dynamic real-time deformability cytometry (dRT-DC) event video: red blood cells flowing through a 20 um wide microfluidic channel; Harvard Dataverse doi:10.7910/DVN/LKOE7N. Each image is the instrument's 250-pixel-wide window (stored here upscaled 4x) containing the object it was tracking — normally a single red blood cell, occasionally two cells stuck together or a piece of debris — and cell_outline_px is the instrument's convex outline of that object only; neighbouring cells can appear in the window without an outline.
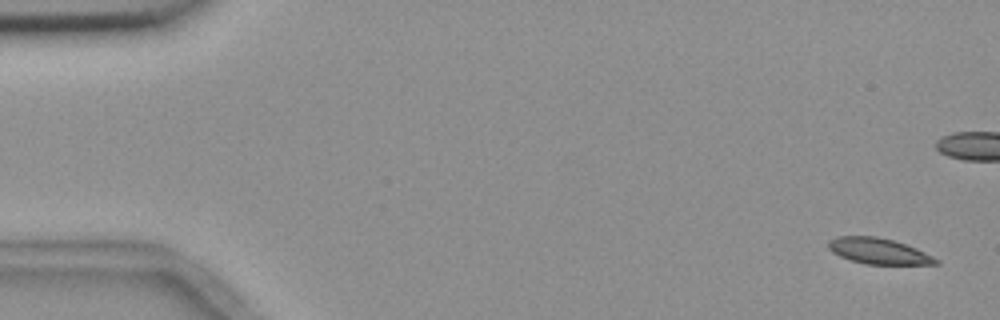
{"species": "common noctule bat (a hibernating species)", "species_latin": "Nyctalus noctula", "temperature_condition": "room temperature", "stored_images_in_passage": 7, "camera_frame_rate_fps": 3000, "um_per_image_px": 0.085, "animal": {"sex": "female", "body_mass_g": 18.4}, "frame": {"image": 1, "passage_image": 1, "time_ms": 0.0, "image_size_px": [1000, 320], "cell_outline_px": [[940, 264], [864, 264], [840, 256], [832, 252], [828, 248], [828, 240], [836, 236], [876, 236], [892, 240], [916, 248], [940, 260]], "centroid_in_image_um": [74.66, 21.34], "position_along_channel_um": 10.3, "area_um2": 16.13}}